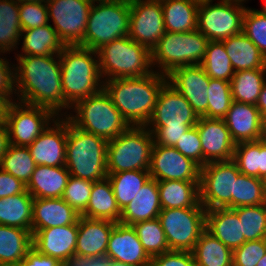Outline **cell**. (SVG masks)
Here are the masks:
<instances>
[{
  "label": "cell",
  "mask_w": 266,
  "mask_h": 266,
  "mask_svg": "<svg viewBox=\"0 0 266 266\" xmlns=\"http://www.w3.org/2000/svg\"><path fill=\"white\" fill-rule=\"evenodd\" d=\"M15 58L18 62L14 67L17 100L49 109L58 117L64 116L59 113L71 108L64 102L59 54L17 55Z\"/></svg>",
  "instance_id": "cell-1"
},
{
  "label": "cell",
  "mask_w": 266,
  "mask_h": 266,
  "mask_svg": "<svg viewBox=\"0 0 266 266\" xmlns=\"http://www.w3.org/2000/svg\"><path fill=\"white\" fill-rule=\"evenodd\" d=\"M167 82V75L156 70L141 77L106 80L103 89L130 126H146Z\"/></svg>",
  "instance_id": "cell-2"
},
{
  "label": "cell",
  "mask_w": 266,
  "mask_h": 266,
  "mask_svg": "<svg viewBox=\"0 0 266 266\" xmlns=\"http://www.w3.org/2000/svg\"><path fill=\"white\" fill-rule=\"evenodd\" d=\"M59 60L64 102L70 108L103 89L97 51L79 45L65 46Z\"/></svg>",
  "instance_id": "cell-3"
},
{
  "label": "cell",
  "mask_w": 266,
  "mask_h": 266,
  "mask_svg": "<svg viewBox=\"0 0 266 266\" xmlns=\"http://www.w3.org/2000/svg\"><path fill=\"white\" fill-rule=\"evenodd\" d=\"M108 141L78 129L68 120L65 167L71 176L89 181L105 179Z\"/></svg>",
  "instance_id": "cell-4"
},
{
  "label": "cell",
  "mask_w": 266,
  "mask_h": 266,
  "mask_svg": "<svg viewBox=\"0 0 266 266\" xmlns=\"http://www.w3.org/2000/svg\"><path fill=\"white\" fill-rule=\"evenodd\" d=\"M97 54L104 81L114 78L141 77L155 71L151 62V50L129 36L103 45L97 50Z\"/></svg>",
  "instance_id": "cell-5"
},
{
  "label": "cell",
  "mask_w": 266,
  "mask_h": 266,
  "mask_svg": "<svg viewBox=\"0 0 266 266\" xmlns=\"http://www.w3.org/2000/svg\"><path fill=\"white\" fill-rule=\"evenodd\" d=\"M71 109L76 114L64 116L74 126L107 141L115 139L130 126L104 89L78 101Z\"/></svg>",
  "instance_id": "cell-6"
},
{
  "label": "cell",
  "mask_w": 266,
  "mask_h": 266,
  "mask_svg": "<svg viewBox=\"0 0 266 266\" xmlns=\"http://www.w3.org/2000/svg\"><path fill=\"white\" fill-rule=\"evenodd\" d=\"M209 40L197 29L189 32H168L151 50L152 67L158 73L168 75L181 66L200 64L206 53Z\"/></svg>",
  "instance_id": "cell-7"
},
{
  "label": "cell",
  "mask_w": 266,
  "mask_h": 266,
  "mask_svg": "<svg viewBox=\"0 0 266 266\" xmlns=\"http://www.w3.org/2000/svg\"><path fill=\"white\" fill-rule=\"evenodd\" d=\"M98 3V4H96ZM90 9L83 47L97 51L103 45L129 36L130 1H97Z\"/></svg>",
  "instance_id": "cell-8"
},
{
  "label": "cell",
  "mask_w": 266,
  "mask_h": 266,
  "mask_svg": "<svg viewBox=\"0 0 266 266\" xmlns=\"http://www.w3.org/2000/svg\"><path fill=\"white\" fill-rule=\"evenodd\" d=\"M153 134L146 126H129L107 145V173L144 170L150 166Z\"/></svg>",
  "instance_id": "cell-9"
},
{
  "label": "cell",
  "mask_w": 266,
  "mask_h": 266,
  "mask_svg": "<svg viewBox=\"0 0 266 266\" xmlns=\"http://www.w3.org/2000/svg\"><path fill=\"white\" fill-rule=\"evenodd\" d=\"M170 251L192 252L206 227V209L195 207L162 209L158 215Z\"/></svg>",
  "instance_id": "cell-10"
},
{
  "label": "cell",
  "mask_w": 266,
  "mask_h": 266,
  "mask_svg": "<svg viewBox=\"0 0 266 266\" xmlns=\"http://www.w3.org/2000/svg\"><path fill=\"white\" fill-rule=\"evenodd\" d=\"M239 171L236 163L215 161L200 168L199 200L206 210L234 209V187Z\"/></svg>",
  "instance_id": "cell-11"
},
{
  "label": "cell",
  "mask_w": 266,
  "mask_h": 266,
  "mask_svg": "<svg viewBox=\"0 0 266 266\" xmlns=\"http://www.w3.org/2000/svg\"><path fill=\"white\" fill-rule=\"evenodd\" d=\"M200 0L197 11V30L209 41H221L242 32L246 7L242 1Z\"/></svg>",
  "instance_id": "cell-12"
},
{
  "label": "cell",
  "mask_w": 266,
  "mask_h": 266,
  "mask_svg": "<svg viewBox=\"0 0 266 266\" xmlns=\"http://www.w3.org/2000/svg\"><path fill=\"white\" fill-rule=\"evenodd\" d=\"M56 117L49 109L11 101L5 118L10 144L28 147Z\"/></svg>",
  "instance_id": "cell-13"
},
{
  "label": "cell",
  "mask_w": 266,
  "mask_h": 266,
  "mask_svg": "<svg viewBox=\"0 0 266 266\" xmlns=\"http://www.w3.org/2000/svg\"><path fill=\"white\" fill-rule=\"evenodd\" d=\"M92 0H49L47 2L48 18L65 46L83 47L84 33Z\"/></svg>",
  "instance_id": "cell-14"
},
{
  "label": "cell",
  "mask_w": 266,
  "mask_h": 266,
  "mask_svg": "<svg viewBox=\"0 0 266 266\" xmlns=\"http://www.w3.org/2000/svg\"><path fill=\"white\" fill-rule=\"evenodd\" d=\"M199 116L192 106L170 83L159 93L157 103L147 128H190L197 124Z\"/></svg>",
  "instance_id": "cell-15"
},
{
  "label": "cell",
  "mask_w": 266,
  "mask_h": 266,
  "mask_svg": "<svg viewBox=\"0 0 266 266\" xmlns=\"http://www.w3.org/2000/svg\"><path fill=\"white\" fill-rule=\"evenodd\" d=\"M165 33L161 1L130 0L131 39L152 50Z\"/></svg>",
  "instance_id": "cell-16"
},
{
  "label": "cell",
  "mask_w": 266,
  "mask_h": 266,
  "mask_svg": "<svg viewBox=\"0 0 266 266\" xmlns=\"http://www.w3.org/2000/svg\"><path fill=\"white\" fill-rule=\"evenodd\" d=\"M149 174L157 181H199L200 167L176 148L153 144Z\"/></svg>",
  "instance_id": "cell-17"
},
{
  "label": "cell",
  "mask_w": 266,
  "mask_h": 266,
  "mask_svg": "<svg viewBox=\"0 0 266 266\" xmlns=\"http://www.w3.org/2000/svg\"><path fill=\"white\" fill-rule=\"evenodd\" d=\"M167 81L182 94L199 117H207L210 77L200 64L173 69L167 75Z\"/></svg>",
  "instance_id": "cell-18"
},
{
  "label": "cell",
  "mask_w": 266,
  "mask_h": 266,
  "mask_svg": "<svg viewBox=\"0 0 266 266\" xmlns=\"http://www.w3.org/2000/svg\"><path fill=\"white\" fill-rule=\"evenodd\" d=\"M78 221L74 224L37 230L32 246L40 254L58 259L65 266L75 263Z\"/></svg>",
  "instance_id": "cell-19"
},
{
  "label": "cell",
  "mask_w": 266,
  "mask_h": 266,
  "mask_svg": "<svg viewBox=\"0 0 266 266\" xmlns=\"http://www.w3.org/2000/svg\"><path fill=\"white\" fill-rule=\"evenodd\" d=\"M115 222L89 219L80 216L75 248V263L81 261L104 260L108 240Z\"/></svg>",
  "instance_id": "cell-20"
},
{
  "label": "cell",
  "mask_w": 266,
  "mask_h": 266,
  "mask_svg": "<svg viewBox=\"0 0 266 266\" xmlns=\"http://www.w3.org/2000/svg\"><path fill=\"white\" fill-rule=\"evenodd\" d=\"M52 123L28 146L36 165L65 166L68 119L57 117Z\"/></svg>",
  "instance_id": "cell-21"
},
{
  "label": "cell",
  "mask_w": 266,
  "mask_h": 266,
  "mask_svg": "<svg viewBox=\"0 0 266 266\" xmlns=\"http://www.w3.org/2000/svg\"><path fill=\"white\" fill-rule=\"evenodd\" d=\"M203 150V166L233 158L236 143L223 119L199 117L196 124Z\"/></svg>",
  "instance_id": "cell-22"
},
{
  "label": "cell",
  "mask_w": 266,
  "mask_h": 266,
  "mask_svg": "<svg viewBox=\"0 0 266 266\" xmlns=\"http://www.w3.org/2000/svg\"><path fill=\"white\" fill-rule=\"evenodd\" d=\"M105 259L135 266H150L151 262L133 226L119 222L110 233Z\"/></svg>",
  "instance_id": "cell-23"
},
{
  "label": "cell",
  "mask_w": 266,
  "mask_h": 266,
  "mask_svg": "<svg viewBox=\"0 0 266 266\" xmlns=\"http://www.w3.org/2000/svg\"><path fill=\"white\" fill-rule=\"evenodd\" d=\"M223 120L236 144L262 138L263 118L256 105L233 100Z\"/></svg>",
  "instance_id": "cell-24"
},
{
  "label": "cell",
  "mask_w": 266,
  "mask_h": 266,
  "mask_svg": "<svg viewBox=\"0 0 266 266\" xmlns=\"http://www.w3.org/2000/svg\"><path fill=\"white\" fill-rule=\"evenodd\" d=\"M81 215L62 198H34L32 205V230L74 224Z\"/></svg>",
  "instance_id": "cell-25"
},
{
  "label": "cell",
  "mask_w": 266,
  "mask_h": 266,
  "mask_svg": "<svg viewBox=\"0 0 266 266\" xmlns=\"http://www.w3.org/2000/svg\"><path fill=\"white\" fill-rule=\"evenodd\" d=\"M205 229L232 251L246 242L239 217L231 208L206 210Z\"/></svg>",
  "instance_id": "cell-26"
},
{
  "label": "cell",
  "mask_w": 266,
  "mask_h": 266,
  "mask_svg": "<svg viewBox=\"0 0 266 266\" xmlns=\"http://www.w3.org/2000/svg\"><path fill=\"white\" fill-rule=\"evenodd\" d=\"M161 210L157 180L150 178L135 198L122 209L119 223L132 226L138 222L153 220L158 218Z\"/></svg>",
  "instance_id": "cell-27"
},
{
  "label": "cell",
  "mask_w": 266,
  "mask_h": 266,
  "mask_svg": "<svg viewBox=\"0 0 266 266\" xmlns=\"http://www.w3.org/2000/svg\"><path fill=\"white\" fill-rule=\"evenodd\" d=\"M69 177L65 166L36 165L26 189L33 198H62Z\"/></svg>",
  "instance_id": "cell-28"
},
{
  "label": "cell",
  "mask_w": 266,
  "mask_h": 266,
  "mask_svg": "<svg viewBox=\"0 0 266 266\" xmlns=\"http://www.w3.org/2000/svg\"><path fill=\"white\" fill-rule=\"evenodd\" d=\"M121 214L122 210L117 204L108 177L93 182L88 205L80 215L89 219L109 220L118 223Z\"/></svg>",
  "instance_id": "cell-29"
},
{
  "label": "cell",
  "mask_w": 266,
  "mask_h": 266,
  "mask_svg": "<svg viewBox=\"0 0 266 266\" xmlns=\"http://www.w3.org/2000/svg\"><path fill=\"white\" fill-rule=\"evenodd\" d=\"M221 42L231 60L234 72L266 68V57L243 32Z\"/></svg>",
  "instance_id": "cell-30"
},
{
  "label": "cell",
  "mask_w": 266,
  "mask_h": 266,
  "mask_svg": "<svg viewBox=\"0 0 266 266\" xmlns=\"http://www.w3.org/2000/svg\"><path fill=\"white\" fill-rule=\"evenodd\" d=\"M200 0H162L165 29L181 33L197 29V11Z\"/></svg>",
  "instance_id": "cell-31"
},
{
  "label": "cell",
  "mask_w": 266,
  "mask_h": 266,
  "mask_svg": "<svg viewBox=\"0 0 266 266\" xmlns=\"http://www.w3.org/2000/svg\"><path fill=\"white\" fill-rule=\"evenodd\" d=\"M162 209L195 207L199 202V181H157Z\"/></svg>",
  "instance_id": "cell-32"
},
{
  "label": "cell",
  "mask_w": 266,
  "mask_h": 266,
  "mask_svg": "<svg viewBox=\"0 0 266 266\" xmlns=\"http://www.w3.org/2000/svg\"><path fill=\"white\" fill-rule=\"evenodd\" d=\"M22 36H24L21 48L22 54L17 55L46 56L60 54L65 47L51 24L23 30Z\"/></svg>",
  "instance_id": "cell-33"
},
{
  "label": "cell",
  "mask_w": 266,
  "mask_h": 266,
  "mask_svg": "<svg viewBox=\"0 0 266 266\" xmlns=\"http://www.w3.org/2000/svg\"><path fill=\"white\" fill-rule=\"evenodd\" d=\"M34 198L23 193L0 199V225L32 230V205Z\"/></svg>",
  "instance_id": "cell-34"
},
{
  "label": "cell",
  "mask_w": 266,
  "mask_h": 266,
  "mask_svg": "<svg viewBox=\"0 0 266 266\" xmlns=\"http://www.w3.org/2000/svg\"><path fill=\"white\" fill-rule=\"evenodd\" d=\"M232 160L242 174L266 181V144L261 139L236 144Z\"/></svg>",
  "instance_id": "cell-35"
},
{
  "label": "cell",
  "mask_w": 266,
  "mask_h": 266,
  "mask_svg": "<svg viewBox=\"0 0 266 266\" xmlns=\"http://www.w3.org/2000/svg\"><path fill=\"white\" fill-rule=\"evenodd\" d=\"M32 248L29 230L0 225V264L20 263Z\"/></svg>",
  "instance_id": "cell-36"
},
{
  "label": "cell",
  "mask_w": 266,
  "mask_h": 266,
  "mask_svg": "<svg viewBox=\"0 0 266 266\" xmlns=\"http://www.w3.org/2000/svg\"><path fill=\"white\" fill-rule=\"evenodd\" d=\"M192 253L197 266H233V251L206 229Z\"/></svg>",
  "instance_id": "cell-37"
},
{
  "label": "cell",
  "mask_w": 266,
  "mask_h": 266,
  "mask_svg": "<svg viewBox=\"0 0 266 266\" xmlns=\"http://www.w3.org/2000/svg\"><path fill=\"white\" fill-rule=\"evenodd\" d=\"M266 83V68L234 72L230 80L234 101L256 105L262 87Z\"/></svg>",
  "instance_id": "cell-38"
},
{
  "label": "cell",
  "mask_w": 266,
  "mask_h": 266,
  "mask_svg": "<svg viewBox=\"0 0 266 266\" xmlns=\"http://www.w3.org/2000/svg\"><path fill=\"white\" fill-rule=\"evenodd\" d=\"M115 199L120 209H124L151 178L149 171L131 170L108 173Z\"/></svg>",
  "instance_id": "cell-39"
},
{
  "label": "cell",
  "mask_w": 266,
  "mask_h": 266,
  "mask_svg": "<svg viewBox=\"0 0 266 266\" xmlns=\"http://www.w3.org/2000/svg\"><path fill=\"white\" fill-rule=\"evenodd\" d=\"M19 16V3L0 0V53H10L19 44L22 33Z\"/></svg>",
  "instance_id": "cell-40"
},
{
  "label": "cell",
  "mask_w": 266,
  "mask_h": 266,
  "mask_svg": "<svg viewBox=\"0 0 266 266\" xmlns=\"http://www.w3.org/2000/svg\"><path fill=\"white\" fill-rule=\"evenodd\" d=\"M200 65L212 79L229 81L234 75L233 66L221 41H209Z\"/></svg>",
  "instance_id": "cell-41"
},
{
  "label": "cell",
  "mask_w": 266,
  "mask_h": 266,
  "mask_svg": "<svg viewBox=\"0 0 266 266\" xmlns=\"http://www.w3.org/2000/svg\"><path fill=\"white\" fill-rule=\"evenodd\" d=\"M35 162L28 147L10 144L2 157L0 168L27 185L35 169Z\"/></svg>",
  "instance_id": "cell-42"
},
{
  "label": "cell",
  "mask_w": 266,
  "mask_h": 266,
  "mask_svg": "<svg viewBox=\"0 0 266 266\" xmlns=\"http://www.w3.org/2000/svg\"><path fill=\"white\" fill-rule=\"evenodd\" d=\"M266 203V181L240 173L235 181L234 208Z\"/></svg>",
  "instance_id": "cell-43"
},
{
  "label": "cell",
  "mask_w": 266,
  "mask_h": 266,
  "mask_svg": "<svg viewBox=\"0 0 266 266\" xmlns=\"http://www.w3.org/2000/svg\"><path fill=\"white\" fill-rule=\"evenodd\" d=\"M132 226L150 258L170 251L158 218L138 222Z\"/></svg>",
  "instance_id": "cell-44"
},
{
  "label": "cell",
  "mask_w": 266,
  "mask_h": 266,
  "mask_svg": "<svg viewBox=\"0 0 266 266\" xmlns=\"http://www.w3.org/2000/svg\"><path fill=\"white\" fill-rule=\"evenodd\" d=\"M233 210L239 217L246 242L266 238V203Z\"/></svg>",
  "instance_id": "cell-45"
},
{
  "label": "cell",
  "mask_w": 266,
  "mask_h": 266,
  "mask_svg": "<svg viewBox=\"0 0 266 266\" xmlns=\"http://www.w3.org/2000/svg\"><path fill=\"white\" fill-rule=\"evenodd\" d=\"M232 101L230 82L210 78L207 118L223 119Z\"/></svg>",
  "instance_id": "cell-46"
},
{
  "label": "cell",
  "mask_w": 266,
  "mask_h": 266,
  "mask_svg": "<svg viewBox=\"0 0 266 266\" xmlns=\"http://www.w3.org/2000/svg\"><path fill=\"white\" fill-rule=\"evenodd\" d=\"M242 32L266 57V15L260 10L247 7L243 15Z\"/></svg>",
  "instance_id": "cell-47"
},
{
  "label": "cell",
  "mask_w": 266,
  "mask_h": 266,
  "mask_svg": "<svg viewBox=\"0 0 266 266\" xmlns=\"http://www.w3.org/2000/svg\"><path fill=\"white\" fill-rule=\"evenodd\" d=\"M92 186L93 181L84 180L70 175L62 199L81 214L88 205Z\"/></svg>",
  "instance_id": "cell-48"
},
{
  "label": "cell",
  "mask_w": 266,
  "mask_h": 266,
  "mask_svg": "<svg viewBox=\"0 0 266 266\" xmlns=\"http://www.w3.org/2000/svg\"><path fill=\"white\" fill-rule=\"evenodd\" d=\"M266 253V238L244 242L233 250V266H256Z\"/></svg>",
  "instance_id": "cell-49"
},
{
  "label": "cell",
  "mask_w": 266,
  "mask_h": 266,
  "mask_svg": "<svg viewBox=\"0 0 266 266\" xmlns=\"http://www.w3.org/2000/svg\"><path fill=\"white\" fill-rule=\"evenodd\" d=\"M19 15L22 31L49 24L47 3H21Z\"/></svg>",
  "instance_id": "cell-50"
},
{
  "label": "cell",
  "mask_w": 266,
  "mask_h": 266,
  "mask_svg": "<svg viewBox=\"0 0 266 266\" xmlns=\"http://www.w3.org/2000/svg\"><path fill=\"white\" fill-rule=\"evenodd\" d=\"M182 155L191 159L200 168L203 167V150L197 126L190 127L174 146Z\"/></svg>",
  "instance_id": "cell-51"
},
{
  "label": "cell",
  "mask_w": 266,
  "mask_h": 266,
  "mask_svg": "<svg viewBox=\"0 0 266 266\" xmlns=\"http://www.w3.org/2000/svg\"><path fill=\"white\" fill-rule=\"evenodd\" d=\"M150 266H197L193 253L169 251L151 258Z\"/></svg>",
  "instance_id": "cell-52"
},
{
  "label": "cell",
  "mask_w": 266,
  "mask_h": 266,
  "mask_svg": "<svg viewBox=\"0 0 266 266\" xmlns=\"http://www.w3.org/2000/svg\"><path fill=\"white\" fill-rule=\"evenodd\" d=\"M14 67L15 65L11 66L5 58L0 57V94L5 96L10 102L13 101L12 94L16 95Z\"/></svg>",
  "instance_id": "cell-53"
},
{
  "label": "cell",
  "mask_w": 266,
  "mask_h": 266,
  "mask_svg": "<svg viewBox=\"0 0 266 266\" xmlns=\"http://www.w3.org/2000/svg\"><path fill=\"white\" fill-rule=\"evenodd\" d=\"M157 145L174 147L182 135L190 128H147Z\"/></svg>",
  "instance_id": "cell-54"
},
{
  "label": "cell",
  "mask_w": 266,
  "mask_h": 266,
  "mask_svg": "<svg viewBox=\"0 0 266 266\" xmlns=\"http://www.w3.org/2000/svg\"><path fill=\"white\" fill-rule=\"evenodd\" d=\"M26 184L0 168V199L25 192Z\"/></svg>",
  "instance_id": "cell-55"
},
{
  "label": "cell",
  "mask_w": 266,
  "mask_h": 266,
  "mask_svg": "<svg viewBox=\"0 0 266 266\" xmlns=\"http://www.w3.org/2000/svg\"><path fill=\"white\" fill-rule=\"evenodd\" d=\"M20 266H65L58 259L45 256L38 253L32 248L24 259L21 260Z\"/></svg>",
  "instance_id": "cell-56"
},
{
  "label": "cell",
  "mask_w": 266,
  "mask_h": 266,
  "mask_svg": "<svg viewBox=\"0 0 266 266\" xmlns=\"http://www.w3.org/2000/svg\"><path fill=\"white\" fill-rule=\"evenodd\" d=\"M9 146L10 140L6 122H0V163Z\"/></svg>",
  "instance_id": "cell-57"
},
{
  "label": "cell",
  "mask_w": 266,
  "mask_h": 266,
  "mask_svg": "<svg viewBox=\"0 0 266 266\" xmlns=\"http://www.w3.org/2000/svg\"><path fill=\"white\" fill-rule=\"evenodd\" d=\"M256 107L259 109L263 120L266 119V83L262 87L261 93L256 103Z\"/></svg>",
  "instance_id": "cell-58"
},
{
  "label": "cell",
  "mask_w": 266,
  "mask_h": 266,
  "mask_svg": "<svg viewBox=\"0 0 266 266\" xmlns=\"http://www.w3.org/2000/svg\"><path fill=\"white\" fill-rule=\"evenodd\" d=\"M10 101L0 94V122H4L6 118V112Z\"/></svg>",
  "instance_id": "cell-59"
},
{
  "label": "cell",
  "mask_w": 266,
  "mask_h": 266,
  "mask_svg": "<svg viewBox=\"0 0 266 266\" xmlns=\"http://www.w3.org/2000/svg\"><path fill=\"white\" fill-rule=\"evenodd\" d=\"M71 266H103V260L81 261L76 262Z\"/></svg>",
  "instance_id": "cell-60"
},
{
  "label": "cell",
  "mask_w": 266,
  "mask_h": 266,
  "mask_svg": "<svg viewBox=\"0 0 266 266\" xmlns=\"http://www.w3.org/2000/svg\"><path fill=\"white\" fill-rule=\"evenodd\" d=\"M103 266H135V265L121 263V262H117V261L110 260V259H104Z\"/></svg>",
  "instance_id": "cell-61"
},
{
  "label": "cell",
  "mask_w": 266,
  "mask_h": 266,
  "mask_svg": "<svg viewBox=\"0 0 266 266\" xmlns=\"http://www.w3.org/2000/svg\"><path fill=\"white\" fill-rule=\"evenodd\" d=\"M17 3H47L49 0H15Z\"/></svg>",
  "instance_id": "cell-62"
},
{
  "label": "cell",
  "mask_w": 266,
  "mask_h": 266,
  "mask_svg": "<svg viewBox=\"0 0 266 266\" xmlns=\"http://www.w3.org/2000/svg\"><path fill=\"white\" fill-rule=\"evenodd\" d=\"M261 140L266 144V119L263 120L262 138Z\"/></svg>",
  "instance_id": "cell-63"
},
{
  "label": "cell",
  "mask_w": 266,
  "mask_h": 266,
  "mask_svg": "<svg viewBox=\"0 0 266 266\" xmlns=\"http://www.w3.org/2000/svg\"><path fill=\"white\" fill-rule=\"evenodd\" d=\"M256 266H266V253L265 255L259 260Z\"/></svg>",
  "instance_id": "cell-64"
},
{
  "label": "cell",
  "mask_w": 266,
  "mask_h": 266,
  "mask_svg": "<svg viewBox=\"0 0 266 266\" xmlns=\"http://www.w3.org/2000/svg\"><path fill=\"white\" fill-rule=\"evenodd\" d=\"M0 266H20V263H2Z\"/></svg>",
  "instance_id": "cell-65"
},
{
  "label": "cell",
  "mask_w": 266,
  "mask_h": 266,
  "mask_svg": "<svg viewBox=\"0 0 266 266\" xmlns=\"http://www.w3.org/2000/svg\"><path fill=\"white\" fill-rule=\"evenodd\" d=\"M265 3H264V6H263V9L260 10L261 12H263L265 15H266V0H264Z\"/></svg>",
  "instance_id": "cell-66"
},
{
  "label": "cell",
  "mask_w": 266,
  "mask_h": 266,
  "mask_svg": "<svg viewBox=\"0 0 266 266\" xmlns=\"http://www.w3.org/2000/svg\"><path fill=\"white\" fill-rule=\"evenodd\" d=\"M93 2H97V1H118V0H92ZM121 1H130V0H121Z\"/></svg>",
  "instance_id": "cell-67"
},
{
  "label": "cell",
  "mask_w": 266,
  "mask_h": 266,
  "mask_svg": "<svg viewBox=\"0 0 266 266\" xmlns=\"http://www.w3.org/2000/svg\"><path fill=\"white\" fill-rule=\"evenodd\" d=\"M144 1H162V0H144Z\"/></svg>",
  "instance_id": "cell-68"
}]
</instances>
